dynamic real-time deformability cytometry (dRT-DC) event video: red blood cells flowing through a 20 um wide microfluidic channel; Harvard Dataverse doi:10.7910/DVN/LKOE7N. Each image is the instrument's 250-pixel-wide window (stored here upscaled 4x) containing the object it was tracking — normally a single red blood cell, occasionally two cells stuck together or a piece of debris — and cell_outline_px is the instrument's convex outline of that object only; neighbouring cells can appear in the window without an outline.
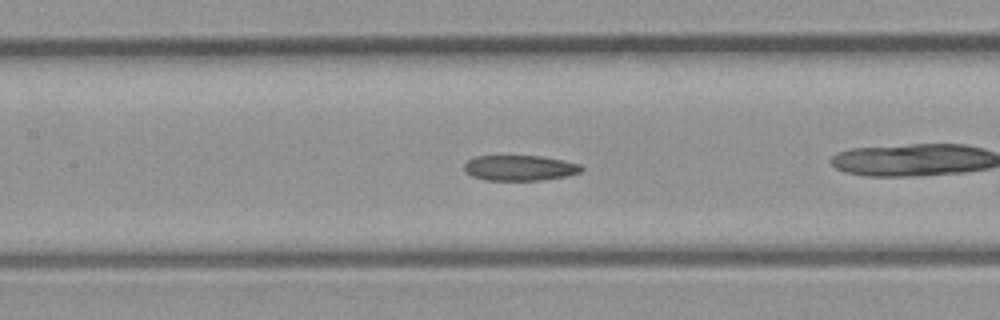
{"species": "common noctule bat (a hibernating species)", "species_latin": "Nyctalus noctula", "temperature_condition": "room temperature", "stored_images_in_passage": 41, "camera_frame_rate_fps": 3000, "um_per_image_px": 0.085, "animal": {"sex": "male", "body_mass_g": 23.1, "forearm_length_mm": 52.7}, "frame": {"image": 1, "passage_image": 18, "time_ms": 5.667, "image_size_px": [1000, 320], "cell_outline_px": [[584, 168], [580, 172], [568, 176], [540, 180], [484, 180], [472, 176], [464, 172], [464, 164], [468, 160], [476, 156], [540, 156], [564, 160], [580, 164]], "centroid_in_image_um": [44.18, 14.27], "position_along_channel_um": 163.2, "area_um2": 17.46}}
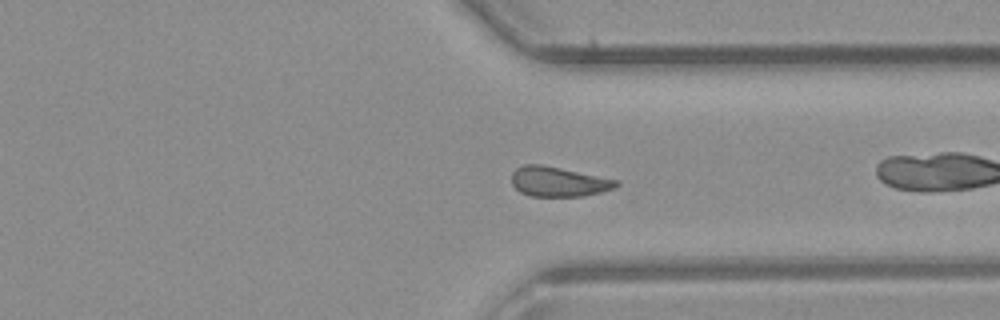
{"frame": {"image": 2, "passage_image": 30, "time_ms": 9.667, "image_size_px": [1000, 320], "cell_outline_px": [[620, 184], [616, 188], [584, 196], [532, 196], [520, 192], [512, 184], [512, 172], [516, 168], [524, 164], [540, 164], [560, 168], [616, 180]], "centroid_in_image_um": [47.44, 15.44], "position_along_channel_um": 364.0, "area_um2": 17.98}}